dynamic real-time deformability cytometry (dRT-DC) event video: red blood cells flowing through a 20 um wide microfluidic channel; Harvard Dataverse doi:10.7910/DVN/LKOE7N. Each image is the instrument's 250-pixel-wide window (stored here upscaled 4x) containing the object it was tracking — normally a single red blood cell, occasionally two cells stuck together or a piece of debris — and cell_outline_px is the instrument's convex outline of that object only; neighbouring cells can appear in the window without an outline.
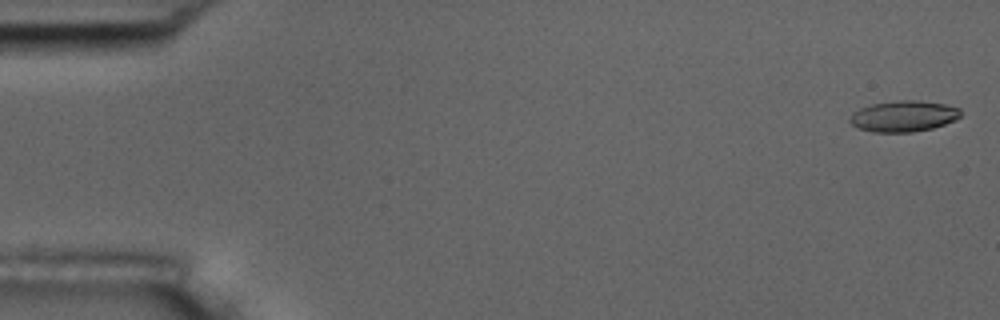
{"species": "common noctule bat (a hibernating species)", "species_latin": "Nyctalus noctula", "temperature_condition": "room temperature", "stored_images_in_passage": 6, "camera_frame_rate_fps": 3000, "um_per_image_px": 0.085, "animal": {"sex": "male", "body_mass_g": 17.5, "forearm_length_mm": 52.3}, "frame": {"image": 1, "passage_image": 1, "time_ms": 0.0, "image_size_px": [1000, 320], "cell_outline_px": [[960, 116], [956, 120], [932, 128], [912, 132], [872, 132], [856, 128], [848, 120], [852, 112], [860, 108], [872, 104], [900, 100], [920, 100], [944, 104], [960, 108]], "centroid_in_image_um": [76.78, 9.88], "position_along_channel_um": 8.2, "area_um2": 20.11}}
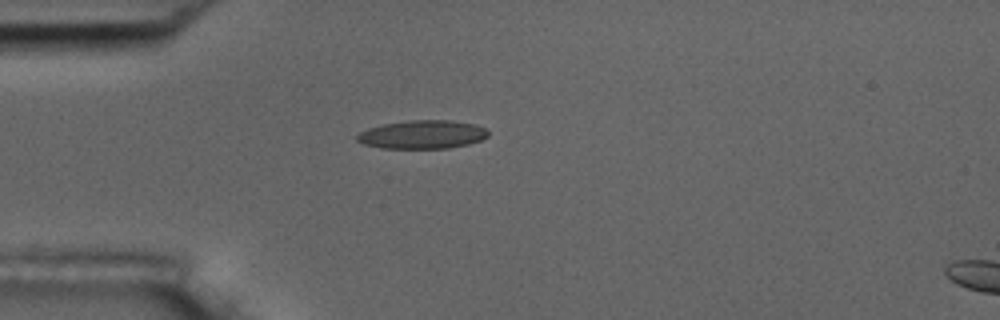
{"frame": {"image": 2, "passage_image": 5, "time_ms": 4.667, "image_size_px": [1000, 320], "cell_outline_px": [[488, 136], [480, 140], [468, 144], [448, 148], [380, 148], [364, 144], [356, 140], [356, 136], [360, 132], [368, 128], [384, 124], [412, 120], [452, 120], [476, 124], [484, 128], [488, 132]], "centroid_in_image_um": [35.9, 11.43], "position_along_channel_um": 49.1, "area_um2": 21.68}}